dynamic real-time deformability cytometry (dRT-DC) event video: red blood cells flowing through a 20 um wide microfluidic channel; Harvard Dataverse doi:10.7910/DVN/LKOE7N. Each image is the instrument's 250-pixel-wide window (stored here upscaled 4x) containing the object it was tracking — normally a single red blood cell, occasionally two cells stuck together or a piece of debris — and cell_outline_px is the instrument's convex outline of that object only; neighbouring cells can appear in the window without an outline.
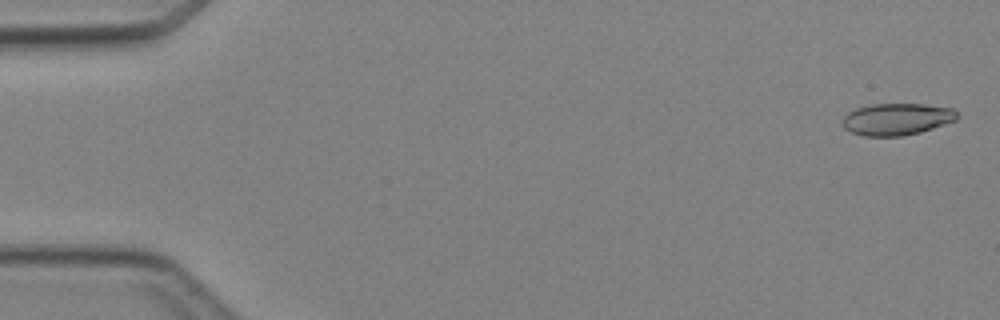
{"species": "Egyptian fruit bat (a non-hibernating species)", "species_latin": "Rousettus aegyptiacus", "temperature_condition": "cold", "stored_images_in_passage": 4, "camera_frame_rate_fps": 3000, "um_per_image_px": 0.085, "animal": {"sex": "female"}, "frame": {"image": 1, "passage_image": 1, "time_ms": 0.0, "image_size_px": [1000, 320], "cell_outline_px": [[960, 116], [956, 120], [920, 132], [900, 136], [864, 136], [852, 132], [844, 128], [844, 116], [848, 112], [856, 108], [872, 104], [924, 104], [952, 108]], "centroid_in_image_um": [76.24, 10.12], "position_along_channel_um": 8.8, "area_um2": 21.15}}